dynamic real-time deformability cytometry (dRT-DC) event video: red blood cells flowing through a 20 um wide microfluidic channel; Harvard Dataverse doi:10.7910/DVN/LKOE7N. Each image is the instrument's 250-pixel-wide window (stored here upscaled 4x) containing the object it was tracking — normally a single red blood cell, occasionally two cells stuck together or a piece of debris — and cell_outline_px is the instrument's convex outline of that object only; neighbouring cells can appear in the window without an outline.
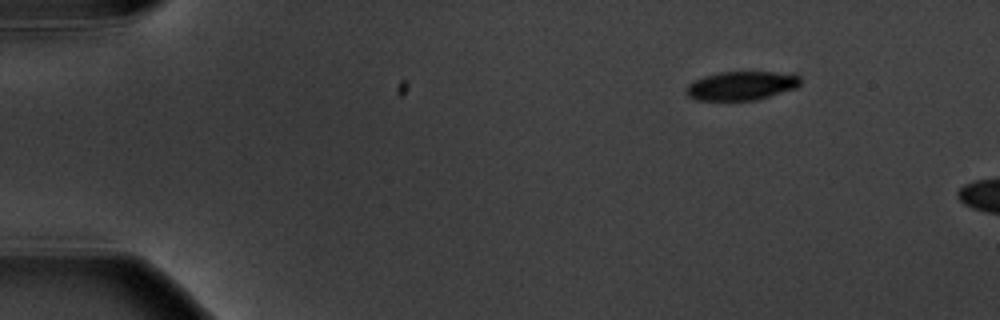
{"species": "common noctule bat (a hibernating species)", "species_latin": "Nyctalus noctula", "temperature_condition": "warm", "stored_images_in_passage": 3, "camera_frame_rate_fps": 3000, "um_per_image_px": 0.085, "animal": {"sex": "male", "body_mass_g": 20.1, "forearm_length_mm": 53.5}, "frame": {"image": 1, "passage_image": 1, "time_ms": 0.0, "image_size_px": [1000, 320], "cell_outline_px": [[800, 84], [796, 88], [756, 100], [696, 100], [688, 96], [684, 92], [688, 84], [704, 76], [720, 72], [796, 72], [800, 76]], "centroid_in_image_um": [63.05, 7.27], "position_along_channel_um": 21.9, "area_um2": 19.36}}